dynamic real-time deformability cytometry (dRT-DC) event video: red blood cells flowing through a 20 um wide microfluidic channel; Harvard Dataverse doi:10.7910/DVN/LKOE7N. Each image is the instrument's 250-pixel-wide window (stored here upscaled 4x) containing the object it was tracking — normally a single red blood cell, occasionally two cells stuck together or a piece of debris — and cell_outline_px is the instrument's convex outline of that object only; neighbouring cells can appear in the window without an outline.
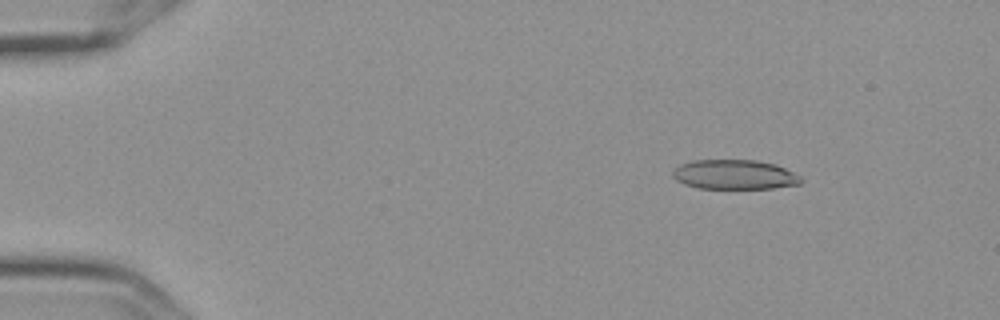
{"species": "Egyptian fruit bat (a non-hibernating species)", "species_latin": "Rousettus aegyptiacus", "temperature_condition": "cold", "stored_images_in_passage": 7, "camera_frame_rate_fps": 3000, "um_per_image_px": 0.085, "frame": {"image": 1, "passage_image": 2, "time_ms": 0.333, "image_size_px": [1000, 320], "cell_outline_px": [[804, 180], [800, 184], [772, 188], [700, 188], [684, 184], [676, 180], [672, 176], [672, 172], [680, 164], [692, 160], [756, 160], [776, 164], [800, 176]], "centroid_in_image_um": [62.43, 14.83], "position_along_channel_um": 22.6, "area_um2": 22.08}}
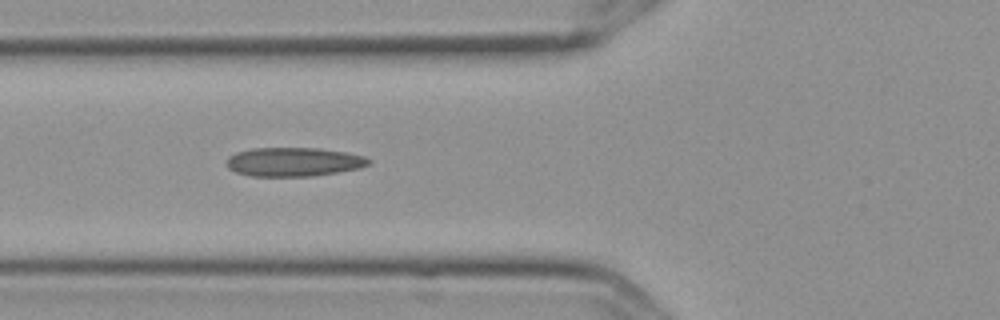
{"frame": {"image": 2, "passage_image": 6, "time_ms": 1.667, "image_size_px": [1000, 320], "cell_outline_px": [[372, 160], [368, 164], [360, 168], [312, 176], [252, 176], [236, 172], [228, 168], [228, 156], [236, 152], [252, 148], [320, 148], [344, 152], [364, 156]], "centroid_in_image_um": [24.96, 13.75], "position_along_channel_um": 100.8, "area_um2": 23.81}}
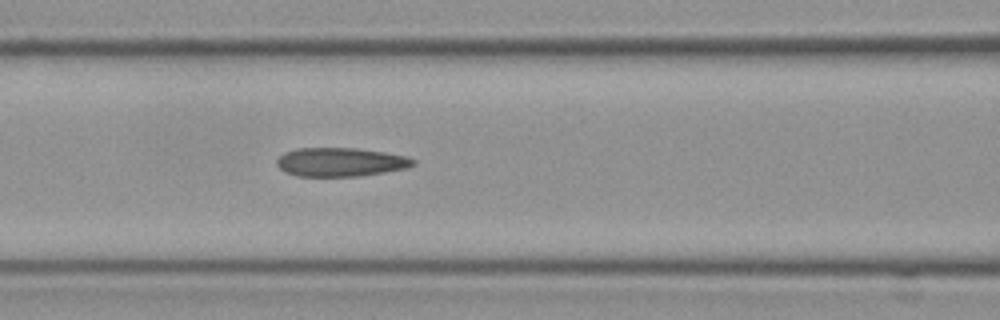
{"frame": {"image": 3, "passage_image": 7, "time_ms": 2.0, "image_size_px": [1000, 320], "cell_outline_px": [[416, 164], [408, 168], [360, 176], [296, 176], [284, 172], [276, 164], [276, 160], [284, 152], [296, 148], [356, 148], [384, 152], [408, 156], [416, 160]], "centroid_in_image_um": [28.95, 13.77], "position_along_channel_um": 137.6, "area_um2": 23.06}}